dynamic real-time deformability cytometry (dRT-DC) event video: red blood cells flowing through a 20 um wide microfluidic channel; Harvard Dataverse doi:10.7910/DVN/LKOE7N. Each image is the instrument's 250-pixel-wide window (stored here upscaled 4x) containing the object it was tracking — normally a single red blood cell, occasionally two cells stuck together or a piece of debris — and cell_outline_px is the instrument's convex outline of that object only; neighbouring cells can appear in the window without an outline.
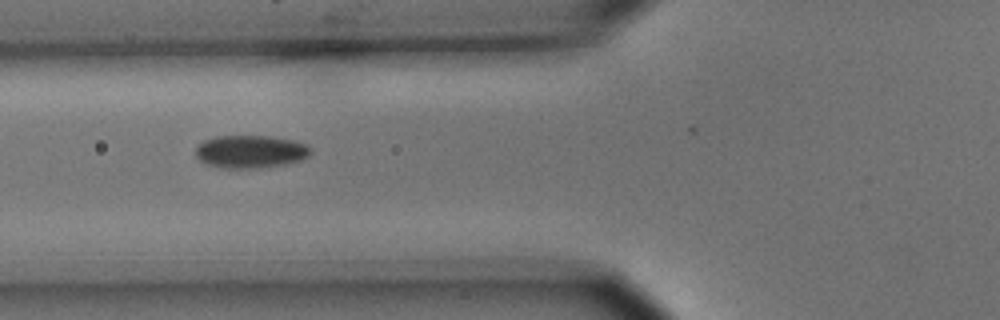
{"species": "common noctule bat (a hibernating species)", "species_latin": "Nyctalus noctula", "temperature_condition": "cold", "stored_images_in_passage": 11, "camera_frame_rate_fps": 3000, "um_per_image_px": 0.085, "animal": {"sex": "male", "body_mass_g": 15.6}, "frame": {"image": 1, "passage_image": 6, "time_ms": 6.667, "image_size_px": [1000, 320], "cell_outline_px": [[312, 152], [308, 156], [300, 160], [284, 164], [248, 168], [220, 168], [208, 164], [200, 160], [196, 156], [196, 148], [204, 140], [216, 136], [268, 136], [292, 140], [308, 144], [312, 148]], "centroid_in_image_um": [21.31, 12.88], "position_along_channel_um": 104.5, "area_um2": 21.85}}
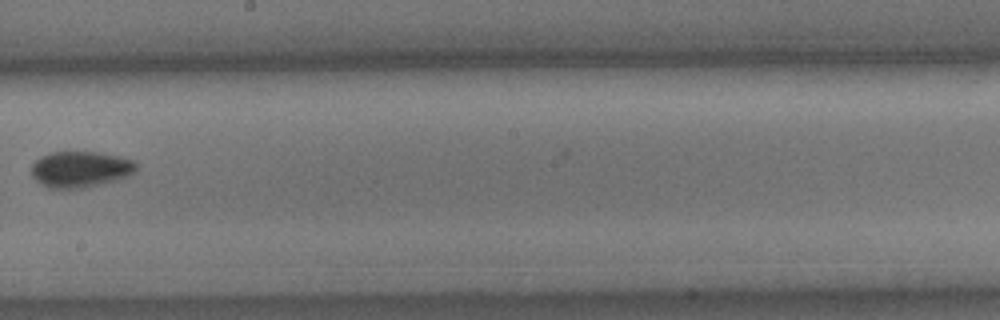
{"frame": {"image": 2, "passage_image": 9, "time_ms": 10.333, "image_size_px": [1000, 320], "cell_outline_px": [[136, 172], [128, 176], [116, 180], [84, 188], [48, 188], [40, 184], [32, 176], [32, 164], [40, 156], [52, 152], [100, 152], [120, 156], [136, 160]], "centroid_in_image_um": [6.85, 14.38], "position_along_channel_um": 241.3, "area_um2": 22.25}}
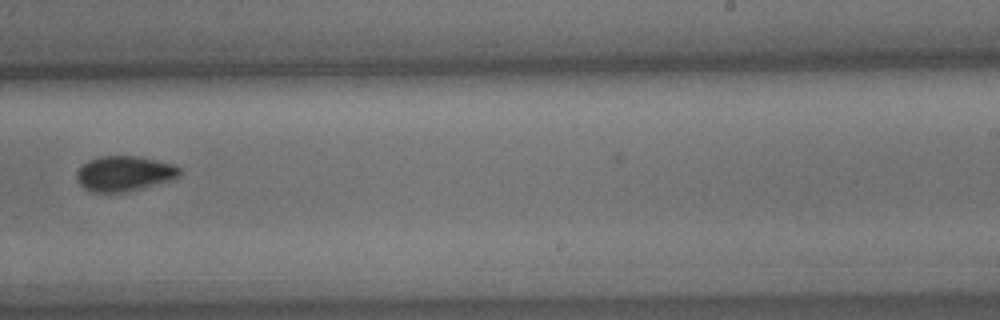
{"frame": {"image": 3, "passage_image": 10, "time_ms": 11.333, "image_size_px": [1000, 320], "cell_outline_px": [[180, 172], [172, 180], [124, 192], [92, 192], [84, 188], [76, 180], [76, 172], [88, 160], [100, 156], [136, 156], [176, 164], [180, 168]], "centroid_in_image_um": [10.54, 14.74], "position_along_channel_um": 278.5, "area_um2": 20.98}}